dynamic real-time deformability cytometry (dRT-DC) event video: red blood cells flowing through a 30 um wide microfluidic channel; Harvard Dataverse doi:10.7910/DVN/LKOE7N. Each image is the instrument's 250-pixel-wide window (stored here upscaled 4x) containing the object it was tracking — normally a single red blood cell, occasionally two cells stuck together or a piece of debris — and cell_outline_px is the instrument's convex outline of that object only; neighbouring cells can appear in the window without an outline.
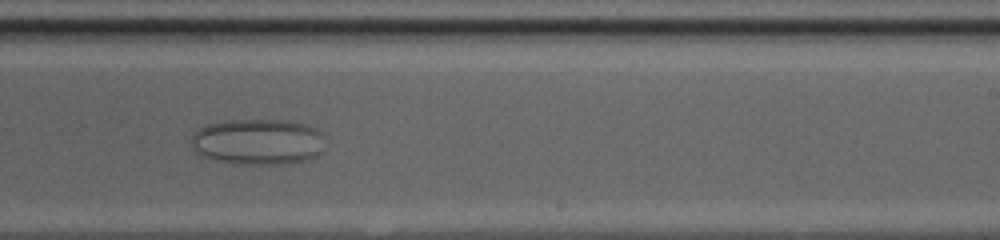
{"species": "common noctule bat (a hibernating species)", "species_latin": "Nyctalus noctula", "temperature_condition": "cold", "stored_images_in_passage": 56, "camera_frame_rate_fps": 3000, "um_per_image_px": 0.085, "animal": {"sex": "female", "body_mass_g": 20.0, "forearm_length_mm": 54.0}, "frame": {"image": 1, "passage_image": 37, "time_ms": 12.0, "image_size_px": [1000, 240], "cell_outline_px": [[320, 152], [316, 156], [304, 160], [280, 164], [244, 164], [216, 160], [196, 152], [192, 144], [192, 136], [204, 124], [224, 120], [288, 120], [304, 124], [316, 128], [320, 132]], "centroid_in_image_um": [21.88, 12.03], "position_along_channel_um": 267.1, "area_um2": 35.32}}